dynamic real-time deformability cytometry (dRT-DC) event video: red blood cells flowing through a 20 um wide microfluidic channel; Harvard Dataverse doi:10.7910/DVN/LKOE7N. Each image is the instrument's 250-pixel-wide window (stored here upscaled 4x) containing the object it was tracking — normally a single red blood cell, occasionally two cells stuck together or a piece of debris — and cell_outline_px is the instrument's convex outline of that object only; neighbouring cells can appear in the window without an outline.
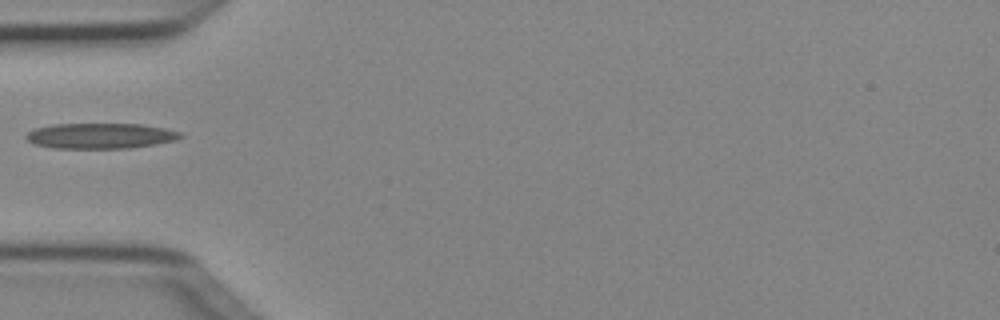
{"species": "Egyptian fruit bat (a non-hibernating species)", "species_latin": "Rousettus aegyptiacus", "temperature_condition": "cold", "stored_images_in_passage": 3, "camera_frame_rate_fps": 3000, "um_per_image_px": 0.085, "animal": {"sex": "female"}, "frame": {"image": 1, "passage_image": 2, "time_ms": 0.333, "image_size_px": [1000, 320], "cell_outline_px": [[184, 136], [176, 140], [156, 144], [128, 148], [52, 148], [36, 144], [28, 140], [24, 136], [28, 132], [36, 128], [52, 124], [140, 124], [164, 128], [180, 132]], "centroid_in_image_um": [8.54, 11.54], "position_along_channel_um": 76.5, "area_um2": 22.83}}
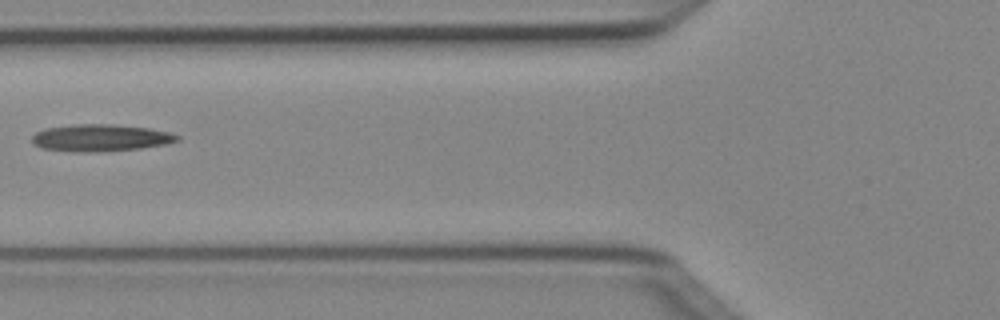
{"frame": {"image": 2, "passage_image": 3, "time_ms": 0.667, "image_size_px": [1000, 320], "cell_outline_px": [[180, 140], [168, 144], [140, 148], [92, 152], [76, 152], [40, 148], [32, 140], [32, 136], [36, 132], [48, 128], [76, 124], [112, 124], [148, 128], [168, 132], [180, 136]], "centroid_in_image_um": [8.57, 11.72], "position_along_channel_um": 117.2, "area_um2": 22.72}}